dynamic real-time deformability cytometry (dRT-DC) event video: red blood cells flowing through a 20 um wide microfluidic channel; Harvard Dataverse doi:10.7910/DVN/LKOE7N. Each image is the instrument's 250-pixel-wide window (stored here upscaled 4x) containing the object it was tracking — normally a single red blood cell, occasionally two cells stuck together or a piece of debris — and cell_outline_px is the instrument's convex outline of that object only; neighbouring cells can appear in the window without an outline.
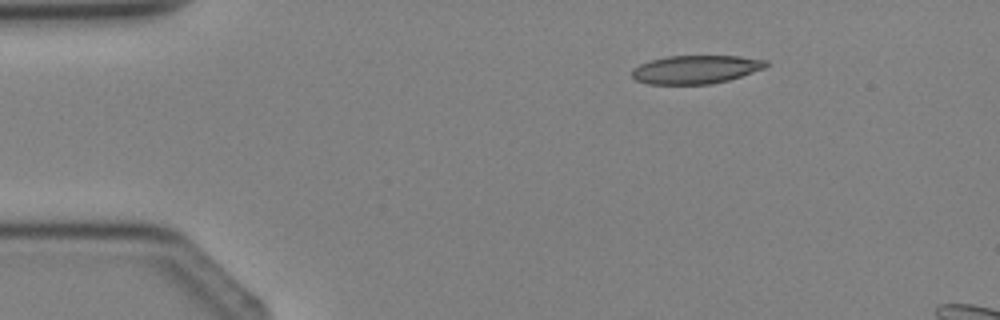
{"species": "Egyptian fruit bat (a non-hibernating species)", "species_latin": "Rousettus aegyptiacus", "temperature_condition": "cold", "stored_images_in_passage": 4, "camera_frame_rate_fps": 3000, "um_per_image_px": 0.085, "animal": {"sex": "female"}, "frame": {"image": 1, "passage_image": 2, "time_ms": 1.333, "image_size_px": [1000, 320], "cell_outline_px": [[768, 64], [764, 68], [728, 80], [712, 84], [648, 84], [636, 80], [632, 76], [632, 68], [640, 64], [652, 60], [668, 56], [740, 56], [768, 60]], "centroid_in_image_um": [59.13, 5.9], "position_along_channel_um": 25.9, "area_um2": 22.08}}